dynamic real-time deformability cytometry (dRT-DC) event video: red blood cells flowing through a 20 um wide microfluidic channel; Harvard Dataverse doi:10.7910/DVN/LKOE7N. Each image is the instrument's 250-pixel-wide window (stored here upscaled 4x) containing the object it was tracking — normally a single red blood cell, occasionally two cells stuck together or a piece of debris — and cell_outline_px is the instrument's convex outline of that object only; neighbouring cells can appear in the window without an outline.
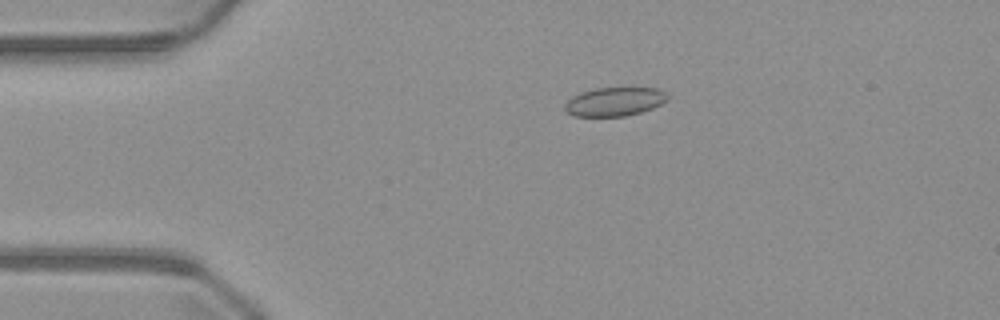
{"species": "common noctule bat (a hibernating species)", "species_latin": "Nyctalus noctula", "temperature_condition": "warm", "stored_images_in_passage": 51, "camera_frame_rate_fps": 3000, "um_per_image_px": 0.085, "animal": {"sex": "male", "body_mass_g": 23.1, "forearm_length_mm": 52.7}, "frame": {"image": 1, "passage_image": 11, "time_ms": 3.333, "image_size_px": [1000, 320], "cell_outline_px": [[672, 96], [668, 100], [652, 108], [640, 112], [624, 116], [572, 116], [564, 112], [564, 104], [572, 96], [580, 92], [596, 88], [656, 88], [668, 92]], "centroid_in_image_um": [52.24, 8.63], "position_along_channel_um": 32.8, "area_um2": 17.46}}
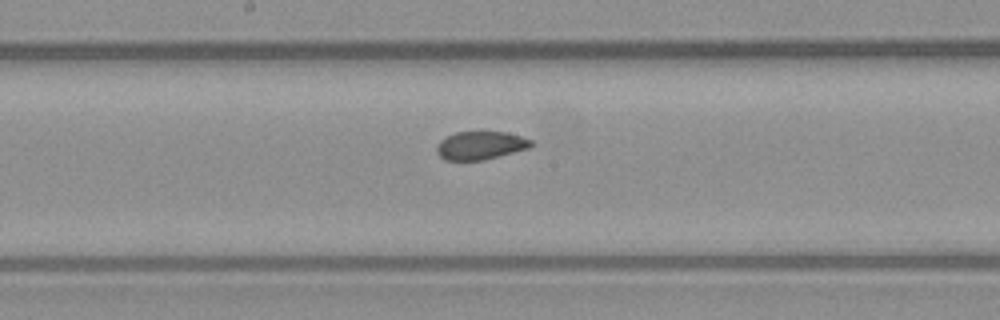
{"frame": {"image": 2, "passage_image": 27, "time_ms": 8.667, "image_size_px": [1000, 320], "cell_outline_px": [[536, 144], [532, 148], [484, 160], [444, 160], [436, 152], [436, 144], [440, 140], [456, 132], [504, 132], [520, 136], [532, 140]], "centroid_in_image_um": [40.88, 12.37], "position_along_channel_um": 207.3, "area_um2": 15.72}}
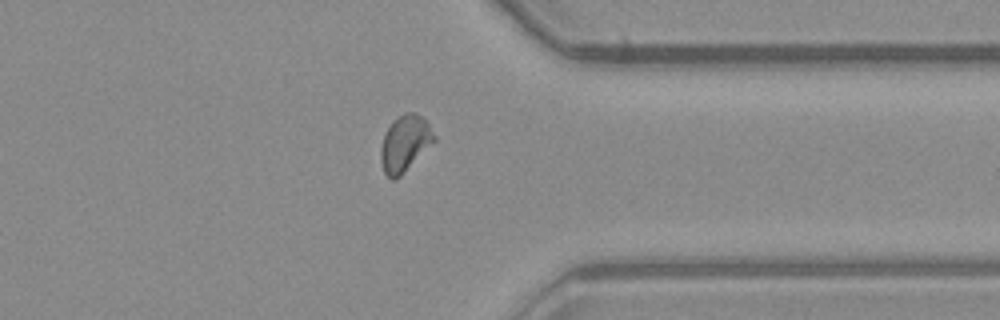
{"frame": {"image": 3, "passage_image": 40, "time_ms": 13.0, "image_size_px": [1000, 320], "cell_outline_px": [[436, 140], [400, 176], [392, 180], [384, 172], [380, 160], [380, 148], [384, 132], [392, 120], [404, 112], [416, 112], [428, 124], [436, 136]], "centroid_in_image_um": [34.39, 12.17], "position_along_channel_um": 377.0, "area_um2": 17.51}}